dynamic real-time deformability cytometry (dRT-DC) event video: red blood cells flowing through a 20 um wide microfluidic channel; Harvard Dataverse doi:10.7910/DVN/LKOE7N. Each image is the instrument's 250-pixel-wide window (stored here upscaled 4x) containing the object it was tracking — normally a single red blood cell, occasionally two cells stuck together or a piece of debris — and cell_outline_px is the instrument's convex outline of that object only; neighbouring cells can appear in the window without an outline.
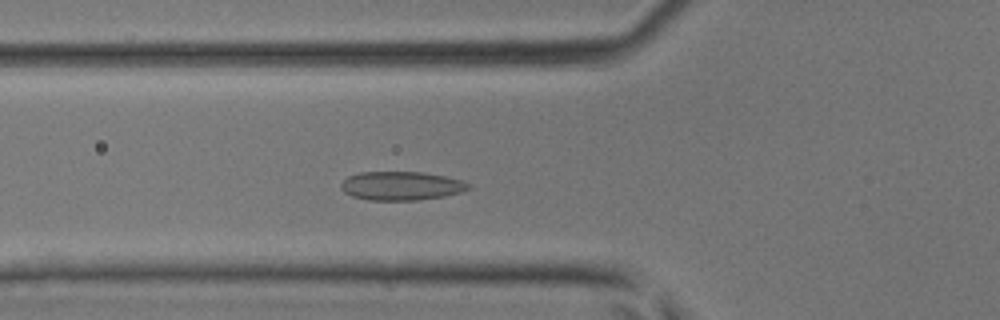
{"species": "common noctule bat (a hibernating species)", "species_latin": "Nyctalus noctula", "temperature_condition": "room temperature", "stored_images_in_passage": 33, "camera_frame_rate_fps": 3000, "um_per_image_px": 0.085, "animal": {"sex": "male", "body_mass_g": 17.9, "forearm_length_mm": 54.2}, "frame": {"image": 1, "passage_image": 11, "time_ms": 3.333, "image_size_px": [1000, 320], "cell_outline_px": [[472, 188], [460, 192], [444, 196], [416, 200], [368, 200], [352, 196], [344, 192], [340, 188], [340, 184], [348, 176], [360, 172], [420, 172], [444, 176], [464, 180], [472, 184]], "centroid_in_image_um": [34.13, 15.79], "position_along_channel_um": 91.7, "area_um2": 21.44}}
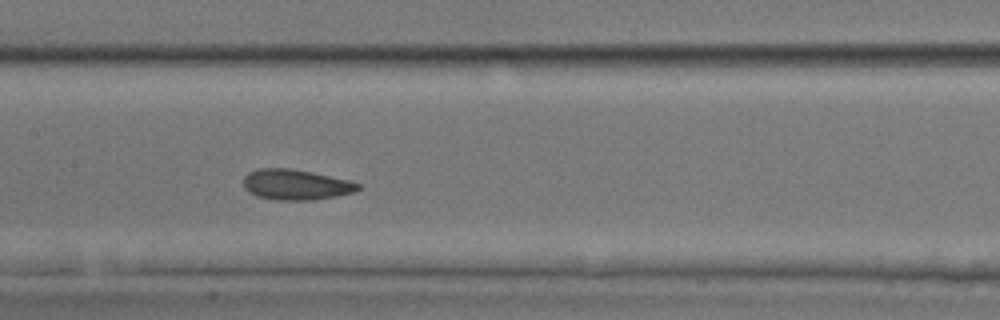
{"frame": {"image": 2, "passage_image": 17, "time_ms": 5.333, "image_size_px": [1000, 320], "cell_outline_px": [[360, 188], [352, 192], [336, 196], [312, 200], [276, 200], [256, 196], [248, 192], [244, 188], [244, 176], [248, 172], [260, 168], [288, 168], [348, 180], [360, 184]], "centroid_in_image_um": [25.09, 15.7], "position_along_channel_um": 182.3, "area_um2": 20.11}}
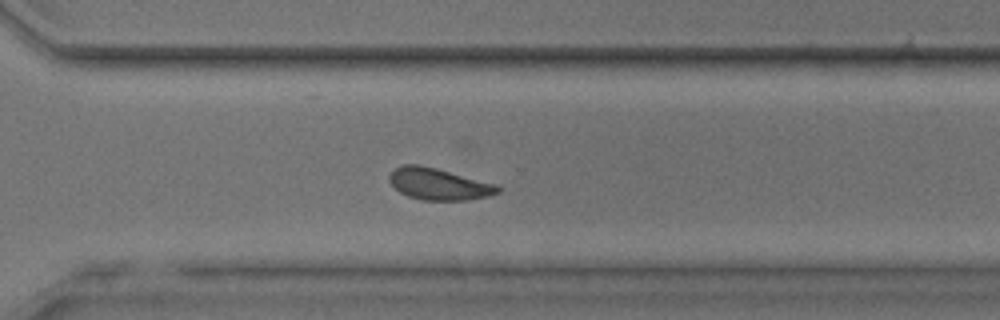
{"frame": {"image": 3, "passage_image": 27, "time_ms": 8.667, "image_size_px": [1000, 320], "cell_outline_px": [[500, 192], [488, 196], [468, 200], [424, 200], [408, 196], [400, 192], [388, 180], [388, 176], [392, 168], [400, 164], [420, 164], [436, 168], [496, 184], [500, 188]], "centroid_in_image_um": [37.25, 15.63], "position_along_channel_um": 333.4, "area_um2": 20.11}}